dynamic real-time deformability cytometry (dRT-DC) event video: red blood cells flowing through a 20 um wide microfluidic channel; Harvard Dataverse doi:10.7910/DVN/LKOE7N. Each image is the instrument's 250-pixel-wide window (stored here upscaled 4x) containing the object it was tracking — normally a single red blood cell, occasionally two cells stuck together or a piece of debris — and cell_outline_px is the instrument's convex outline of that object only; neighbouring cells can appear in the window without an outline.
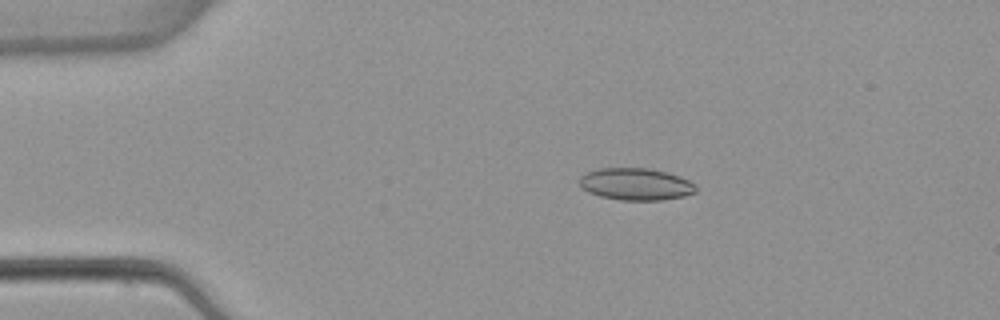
{"species": "common noctule bat (a hibernating species)", "species_latin": "Nyctalus noctula", "temperature_condition": "warm", "stored_images_in_passage": 4, "camera_frame_rate_fps": 3000, "um_per_image_px": 0.085, "animal": {"sex": "female", "body_mass_g": 22.7, "forearm_length_mm": 54.2}, "frame": {"image": 1, "passage_image": 3, "time_ms": 2.333, "image_size_px": [1000, 320], "cell_outline_px": [[696, 192], [684, 196], [664, 200], [620, 200], [600, 196], [588, 192], [580, 188], [580, 176], [588, 172], [600, 168], [648, 168], [668, 172], [680, 176], [696, 184]], "centroid_in_image_um": [54.06, 15.65], "position_along_channel_um": 30.9, "area_um2": 21.91}}